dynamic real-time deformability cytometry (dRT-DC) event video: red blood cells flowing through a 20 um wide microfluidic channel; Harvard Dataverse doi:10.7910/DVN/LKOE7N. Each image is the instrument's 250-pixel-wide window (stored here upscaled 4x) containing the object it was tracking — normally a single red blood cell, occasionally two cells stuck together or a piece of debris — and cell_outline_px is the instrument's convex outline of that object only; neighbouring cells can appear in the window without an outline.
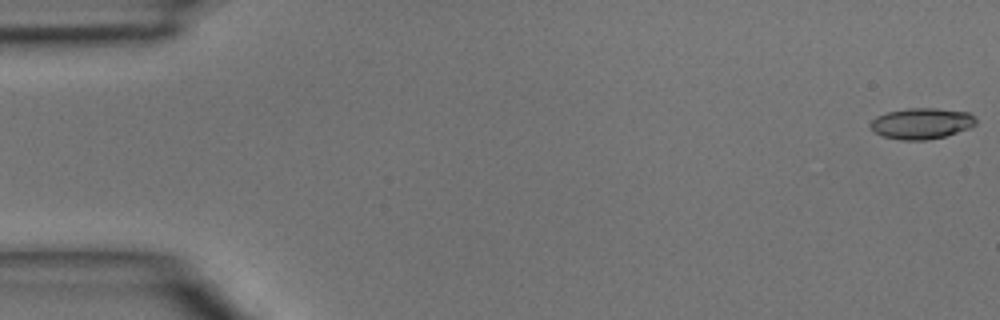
{"species": "common noctule bat (a hibernating species)", "species_latin": "Nyctalus noctula", "temperature_condition": "room temperature", "stored_images_in_passage": 5, "segment_of_instrument_passage": [1, 2], "camera_frame_rate_fps": 3000, "um_per_image_px": 0.085, "animal": {"sex": "male", "body_mass_g": 15.6}, "frame": {"image": 1, "passage_image": 1, "time_ms": 0.0, "image_size_px": [1000, 320], "cell_outline_px": [[976, 124], [968, 128], [944, 136], [924, 140], [900, 140], [884, 136], [876, 132], [872, 128], [872, 120], [876, 116], [888, 112], [908, 108], [936, 108], [968, 112], [976, 120]], "centroid_in_image_um": [78.34, 10.48], "position_along_channel_um": 6.7, "area_um2": 18.67}}
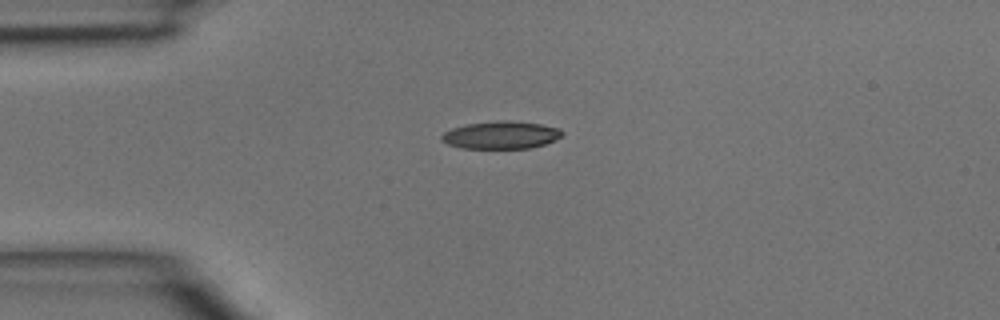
{"frame": {"image": 2, "passage_image": 4, "time_ms": 1.0, "image_size_px": [1000, 320], "cell_outline_px": [[564, 132], [556, 140], [544, 144], [528, 148], [460, 148], [448, 144], [440, 140], [440, 136], [444, 132], [452, 128], [468, 124], [504, 120], [508, 120], [540, 124], [560, 128]], "centroid_in_image_um": [42.58, 11.48], "position_along_channel_um": 42.4, "area_um2": 19.31}}